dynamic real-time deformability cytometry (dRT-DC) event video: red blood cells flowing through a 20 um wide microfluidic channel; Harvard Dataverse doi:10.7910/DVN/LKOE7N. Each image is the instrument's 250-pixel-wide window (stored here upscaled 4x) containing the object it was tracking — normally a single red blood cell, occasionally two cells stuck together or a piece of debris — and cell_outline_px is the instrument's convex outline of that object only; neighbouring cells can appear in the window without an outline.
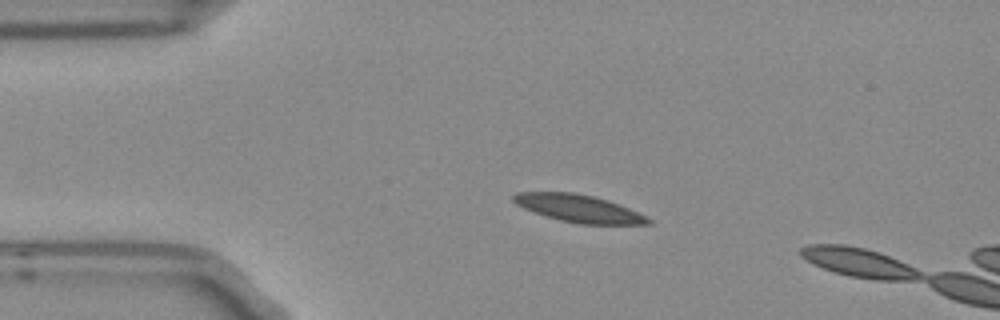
{"species": "Egyptian fruit bat (a non-hibernating species)", "species_latin": "Rousettus aegyptiacus", "temperature_condition": "room temperature", "stored_images_in_passage": 3, "camera_frame_rate_fps": 3000, "um_per_image_px": 0.085, "frame": {"image": 1, "passage_image": 2, "time_ms": 0.333, "image_size_px": [1000, 320], "cell_outline_px": [[652, 224], [580, 224], [560, 220], [524, 208], [516, 204], [512, 200], [512, 196], [516, 192], [576, 192], [596, 196], [620, 204], [648, 216], [652, 220]], "centroid_in_image_um": [49.24, 17.7], "position_along_channel_um": 35.8, "area_um2": 21.68}}